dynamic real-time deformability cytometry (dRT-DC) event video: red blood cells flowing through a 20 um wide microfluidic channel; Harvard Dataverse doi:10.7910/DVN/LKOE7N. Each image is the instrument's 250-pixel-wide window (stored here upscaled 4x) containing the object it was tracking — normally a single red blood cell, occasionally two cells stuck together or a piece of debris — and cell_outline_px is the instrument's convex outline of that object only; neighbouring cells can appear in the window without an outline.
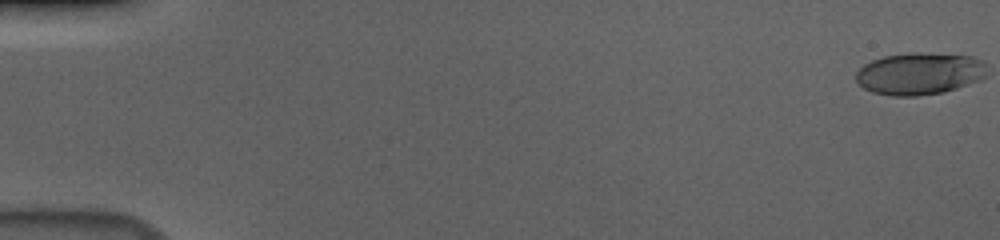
{"species": "human", "species_latin": "Homo sapiens", "temperature_condition": "cold", "stored_images_in_passage": 14, "camera_frame_rate_fps": 3000, "um_per_image_px": 0.085, "donor": {"sex": "male"}, "frame": {"image": 1, "passage_image": 1, "time_ms": 0.0, "image_size_px": [1000, 240], "cell_outline_px": [[984, 76], [976, 80], [944, 92], [916, 96], [892, 96], [872, 92], [864, 88], [856, 80], [856, 72], [864, 64], [872, 60], [884, 56], [916, 52], [968, 56], [984, 64]], "centroid_in_image_um": [78.06, 6.26], "position_along_channel_um": 6.9, "area_um2": 31.44}}